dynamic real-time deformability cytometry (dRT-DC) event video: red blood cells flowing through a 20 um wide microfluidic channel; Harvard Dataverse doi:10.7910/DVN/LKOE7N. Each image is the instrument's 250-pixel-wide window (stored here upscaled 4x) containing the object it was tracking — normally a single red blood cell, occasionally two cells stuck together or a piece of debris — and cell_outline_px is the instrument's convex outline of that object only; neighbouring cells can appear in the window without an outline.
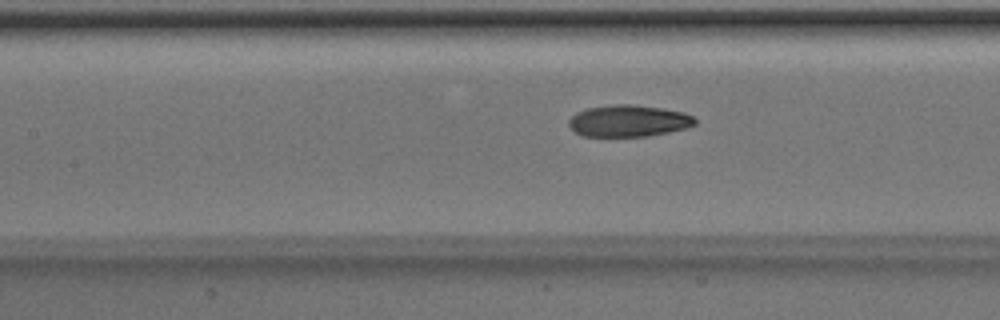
{"species": "Egyptian fruit bat (a non-hibernating species)", "species_latin": "Rousettus aegyptiacus", "temperature_condition": "room temperature", "stored_images_in_passage": 7, "camera_frame_rate_fps": 3000, "um_per_image_px": 0.085, "animal": {"sex": "male"}, "frame": {"image": 1, "passage_image": 7, "time_ms": 2.0, "image_size_px": [1000, 320], "cell_outline_px": [[696, 124], [684, 128], [668, 132], [644, 136], [584, 136], [576, 132], [568, 124], [568, 120], [576, 112], [588, 108], [612, 104], [632, 104], [660, 108], [684, 112], [692, 116], [696, 120]], "centroid_in_image_um": [53.41, 10.26], "position_along_channel_um": 154.0, "area_um2": 23.12}}